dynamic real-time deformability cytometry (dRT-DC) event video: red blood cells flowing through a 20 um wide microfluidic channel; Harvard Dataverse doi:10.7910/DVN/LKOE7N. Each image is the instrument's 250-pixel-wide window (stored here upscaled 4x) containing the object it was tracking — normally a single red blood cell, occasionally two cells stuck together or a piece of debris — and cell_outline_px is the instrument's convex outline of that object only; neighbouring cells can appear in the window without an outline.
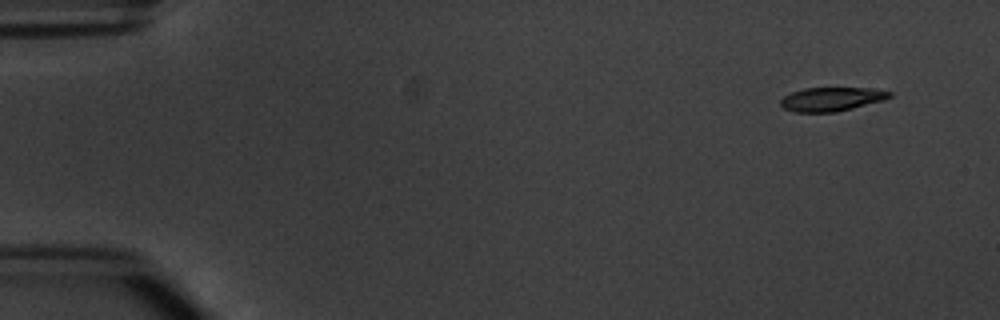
{"species": "common noctule bat (a hibernating species)", "species_latin": "Nyctalus noctula", "temperature_condition": "warm", "stored_images_in_passage": 5, "camera_frame_rate_fps": 3000, "um_per_image_px": 0.085, "animal": {"sex": "male", "body_mass_g": 20.1, "forearm_length_mm": 53.5}, "frame": {"image": 1, "passage_image": 1, "time_ms": 0.0, "image_size_px": [1000, 320], "cell_outline_px": [[892, 96], [884, 100], [836, 112], [796, 112], [784, 108], [780, 104], [780, 100], [784, 96], [792, 92], [804, 88], [864, 88], [892, 92]], "centroid_in_image_um": [70.66, 8.43], "position_along_channel_um": 14.3, "area_um2": 14.97}}
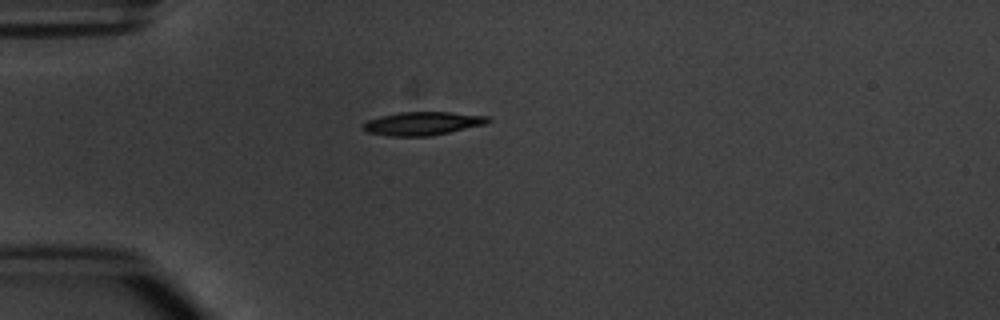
{"frame": {"image": 2, "passage_image": 4, "time_ms": 3.667, "image_size_px": [1000, 320], "cell_outline_px": [[492, 120], [488, 124], [428, 136], [388, 136], [364, 132], [360, 128], [368, 120], [380, 116], [400, 112], [452, 112], [488, 116]], "centroid_in_image_um": [35.91, 10.49], "position_along_channel_um": 49.1, "area_um2": 17.17}}